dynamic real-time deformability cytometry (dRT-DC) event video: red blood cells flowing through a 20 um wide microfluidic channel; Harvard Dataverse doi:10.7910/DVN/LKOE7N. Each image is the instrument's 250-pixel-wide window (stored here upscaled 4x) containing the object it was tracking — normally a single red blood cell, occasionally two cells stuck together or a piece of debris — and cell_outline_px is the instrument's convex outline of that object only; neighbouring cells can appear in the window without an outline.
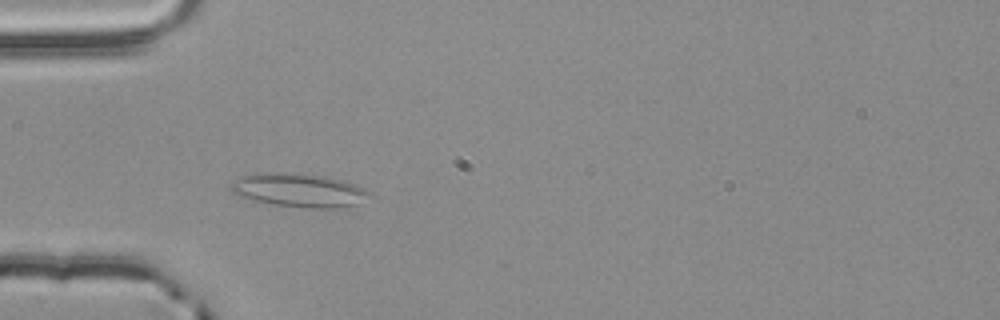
{"species": "common noctule bat (a hibernating species)", "species_latin": "Nyctalus noctula", "temperature_condition": "room temperature", "stored_images_in_passage": 2, "camera_frame_rate_fps": 3000, "um_per_image_px": 0.085, "animal": {"sex": "male", "body_mass_g": 20.4}, "frame": {"image": 1, "passage_image": 2, "time_ms": 0.333, "image_size_px": [1000, 320], "cell_outline_px": [[372, 196], [356, 204], [344, 208], [304, 208], [276, 204], [256, 200], [240, 196], [232, 192], [228, 188], [228, 184], [244, 176], [324, 176], [348, 180], [372, 192]], "centroid_in_image_um": [25.58, 16.24], "position_along_channel_um": 59.4, "area_um2": 25.89}}